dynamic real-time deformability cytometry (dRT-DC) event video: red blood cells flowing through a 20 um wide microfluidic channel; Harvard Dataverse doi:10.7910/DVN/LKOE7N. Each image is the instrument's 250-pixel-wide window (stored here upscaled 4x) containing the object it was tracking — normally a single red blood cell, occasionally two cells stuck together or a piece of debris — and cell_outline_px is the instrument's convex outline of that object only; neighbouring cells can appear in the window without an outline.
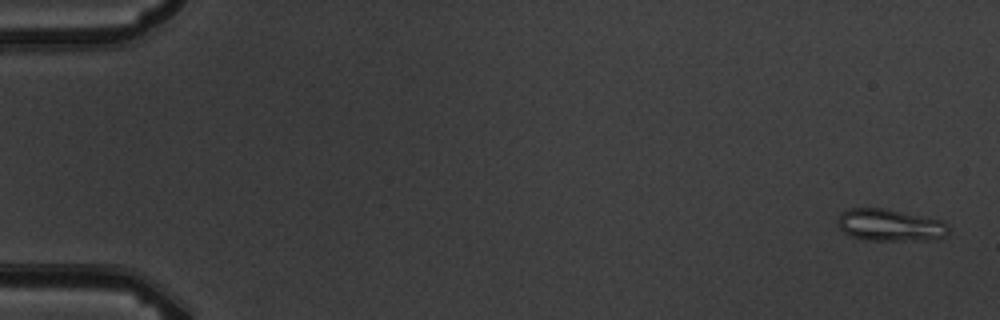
{"species": "common noctule bat (a hibernating species)", "species_latin": "Nyctalus noctula", "temperature_condition": "warm", "stored_images_in_passage": 6, "camera_frame_rate_fps": 3000, "um_per_image_px": 0.085, "animal": {"sex": "male", "body_mass_g": 19.5, "forearm_length_mm": 54.6}, "frame": {"image": 1, "passage_image": 1, "time_ms": 0.0, "image_size_px": [1000, 320], "cell_outline_px": [[948, 232], [944, 236], [936, 240], [868, 240], [852, 236], [844, 232], [836, 224], [836, 220], [844, 212], [852, 208], [888, 208], [940, 220], [948, 224]], "centroid_in_image_um": [75.67, 19.13], "position_along_channel_um": 9.3, "area_um2": 20.69}}